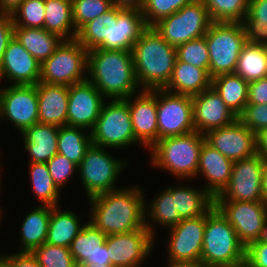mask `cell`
I'll use <instances>...</instances> for the list:
<instances>
[{
	"label": "cell",
	"instance_id": "cell-1",
	"mask_svg": "<svg viewBox=\"0 0 267 267\" xmlns=\"http://www.w3.org/2000/svg\"><path fill=\"white\" fill-rule=\"evenodd\" d=\"M138 186L119 187L88 198L90 222L107 236L128 233L145 227L146 199Z\"/></svg>",
	"mask_w": 267,
	"mask_h": 267
},
{
	"label": "cell",
	"instance_id": "cell-2",
	"mask_svg": "<svg viewBox=\"0 0 267 267\" xmlns=\"http://www.w3.org/2000/svg\"><path fill=\"white\" fill-rule=\"evenodd\" d=\"M147 28L140 9L113 6L106 13L86 23L76 40L87 50L132 51L133 44Z\"/></svg>",
	"mask_w": 267,
	"mask_h": 267
},
{
	"label": "cell",
	"instance_id": "cell-3",
	"mask_svg": "<svg viewBox=\"0 0 267 267\" xmlns=\"http://www.w3.org/2000/svg\"><path fill=\"white\" fill-rule=\"evenodd\" d=\"M87 80L107 99H125L140 88L131 51H88Z\"/></svg>",
	"mask_w": 267,
	"mask_h": 267
},
{
	"label": "cell",
	"instance_id": "cell-4",
	"mask_svg": "<svg viewBox=\"0 0 267 267\" xmlns=\"http://www.w3.org/2000/svg\"><path fill=\"white\" fill-rule=\"evenodd\" d=\"M131 52L140 88L164 89L177 60L176 47L167 43L153 27H147L133 44Z\"/></svg>",
	"mask_w": 267,
	"mask_h": 267
},
{
	"label": "cell",
	"instance_id": "cell-5",
	"mask_svg": "<svg viewBox=\"0 0 267 267\" xmlns=\"http://www.w3.org/2000/svg\"><path fill=\"white\" fill-rule=\"evenodd\" d=\"M246 247L235 229L213 206L206 213L200 264L203 267H239L245 264Z\"/></svg>",
	"mask_w": 267,
	"mask_h": 267
},
{
	"label": "cell",
	"instance_id": "cell-6",
	"mask_svg": "<svg viewBox=\"0 0 267 267\" xmlns=\"http://www.w3.org/2000/svg\"><path fill=\"white\" fill-rule=\"evenodd\" d=\"M204 141L205 136L197 131L162 138L149 149L150 162L180 179H192L197 176Z\"/></svg>",
	"mask_w": 267,
	"mask_h": 267
},
{
	"label": "cell",
	"instance_id": "cell-7",
	"mask_svg": "<svg viewBox=\"0 0 267 267\" xmlns=\"http://www.w3.org/2000/svg\"><path fill=\"white\" fill-rule=\"evenodd\" d=\"M209 51V76L234 73L246 43L241 22H212L204 35Z\"/></svg>",
	"mask_w": 267,
	"mask_h": 267
},
{
	"label": "cell",
	"instance_id": "cell-8",
	"mask_svg": "<svg viewBox=\"0 0 267 267\" xmlns=\"http://www.w3.org/2000/svg\"><path fill=\"white\" fill-rule=\"evenodd\" d=\"M212 20L202 0H192L152 27L170 45L177 47L207 33Z\"/></svg>",
	"mask_w": 267,
	"mask_h": 267
},
{
	"label": "cell",
	"instance_id": "cell-9",
	"mask_svg": "<svg viewBox=\"0 0 267 267\" xmlns=\"http://www.w3.org/2000/svg\"><path fill=\"white\" fill-rule=\"evenodd\" d=\"M90 135L93 144L104 148L116 150L137 144L127 101L111 99L104 103Z\"/></svg>",
	"mask_w": 267,
	"mask_h": 267
},
{
	"label": "cell",
	"instance_id": "cell-10",
	"mask_svg": "<svg viewBox=\"0 0 267 267\" xmlns=\"http://www.w3.org/2000/svg\"><path fill=\"white\" fill-rule=\"evenodd\" d=\"M87 66L88 51L76 39L64 40L41 64L40 82L71 86L86 81Z\"/></svg>",
	"mask_w": 267,
	"mask_h": 267
},
{
	"label": "cell",
	"instance_id": "cell-11",
	"mask_svg": "<svg viewBox=\"0 0 267 267\" xmlns=\"http://www.w3.org/2000/svg\"><path fill=\"white\" fill-rule=\"evenodd\" d=\"M127 164V161L115 159L104 147L92 143L77 167L87 198L119 189L115 184Z\"/></svg>",
	"mask_w": 267,
	"mask_h": 267
},
{
	"label": "cell",
	"instance_id": "cell-12",
	"mask_svg": "<svg viewBox=\"0 0 267 267\" xmlns=\"http://www.w3.org/2000/svg\"><path fill=\"white\" fill-rule=\"evenodd\" d=\"M158 140L195 131L192 96L156 89Z\"/></svg>",
	"mask_w": 267,
	"mask_h": 267
},
{
	"label": "cell",
	"instance_id": "cell-13",
	"mask_svg": "<svg viewBox=\"0 0 267 267\" xmlns=\"http://www.w3.org/2000/svg\"><path fill=\"white\" fill-rule=\"evenodd\" d=\"M263 167L264 159L259 154L234 161L229 183L214 200L264 201Z\"/></svg>",
	"mask_w": 267,
	"mask_h": 267
},
{
	"label": "cell",
	"instance_id": "cell-14",
	"mask_svg": "<svg viewBox=\"0 0 267 267\" xmlns=\"http://www.w3.org/2000/svg\"><path fill=\"white\" fill-rule=\"evenodd\" d=\"M214 206L235 229L245 247L259 240L267 215L266 202L214 200Z\"/></svg>",
	"mask_w": 267,
	"mask_h": 267
},
{
	"label": "cell",
	"instance_id": "cell-15",
	"mask_svg": "<svg viewBox=\"0 0 267 267\" xmlns=\"http://www.w3.org/2000/svg\"><path fill=\"white\" fill-rule=\"evenodd\" d=\"M10 120L20 133L38 122L36 85H9L0 89V121Z\"/></svg>",
	"mask_w": 267,
	"mask_h": 267
},
{
	"label": "cell",
	"instance_id": "cell-16",
	"mask_svg": "<svg viewBox=\"0 0 267 267\" xmlns=\"http://www.w3.org/2000/svg\"><path fill=\"white\" fill-rule=\"evenodd\" d=\"M206 214L182 219L170 228L168 239L169 263L200 264Z\"/></svg>",
	"mask_w": 267,
	"mask_h": 267
},
{
	"label": "cell",
	"instance_id": "cell-17",
	"mask_svg": "<svg viewBox=\"0 0 267 267\" xmlns=\"http://www.w3.org/2000/svg\"><path fill=\"white\" fill-rule=\"evenodd\" d=\"M111 264L115 267H140L154 247V237L146 227L106 238Z\"/></svg>",
	"mask_w": 267,
	"mask_h": 267
},
{
	"label": "cell",
	"instance_id": "cell-18",
	"mask_svg": "<svg viewBox=\"0 0 267 267\" xmlns=\"http://www.w3.org/2000/svg\"><path fill=\"white\" fill-rule=\"evenodd\" d=\"M204 136L210 146L232 161L257 154L256 133L238 118L230 125L210 130Z\"/></svg>",
	"mask_w": 267,
	"mask_h": 267
},
{
	"label": "cell",
	"instance_id": "cell-19",
	"mask_svg": "<svg viewBox=\"0 0 267 267\" xmlns=\"http://www.w3.org/2000/svg\"><path fill=\"white\" fill-rule=\"evenodd\" d=\"M105 97L88 80L69 86L67 125L91 131Z\"/></svg>",
	"mask_w": 267,
	"mask_h": 267
},
{
	"label": "cell",
	"instance_id": "cell-20",
	"mask_svg": "<svg viewBox=\"0 0 267 267\" xmlns=\"http://www.w3.org/2000/svg\"><path fill=\"white\" fill-rule=\"evenodd\" d=\"M131 98H135L134 101ZM125 100L128 103L135 139L146 149L151 148L158 141L156 89L140 90L138 95L129 96Z\"/></svg>",
	"mask_w": 267,
	"mask_h": 267
},
{
	"label": "cell",
	"instance_id": "cell-21",
	"mask_svg": "<svg viewBox=\"0 0 267 267\" xmlns=\"http://www.w3.org/2000/svg\"><path fill=\"white\" fill-rule=\"evenodd\" d=\"M40 74L41 63L13 37L0 63V79L11 80V85H36Z\"/></svg>",
	"mask_w": 267,
	"mask_h": 267
},
{
	"label": "cell",
	"instance_id": "cell-22",
	"mask_svg": "<svg viewBox=\"0 0 267 267\" xmlns=\"http://www.w3.org/2000/svg\"><path fill=\"white\" fill-rule=\"evenodd\" d=\"M192 105L195 131L203 135L210 130L230 125L238 118L212 86L192 96Z\"/></svg>",
	"mask_w": 267,
	"mask_h": 267
},
{
	"label": "cell",
	"instance_id": "cell-23",
	"mask_svg": "<svg viewBox=\"0 0 267 267\" xmlns=\"http://www.w3.org/2000/svg\"><path fill=\"white\" fill-rule=\"evenodd\" d=\"M234 161L223 156L204 141L199 158L197 176L203 175L208 182L203 188L213 197L218 196L227 186ZM202 173V174H200Z\"/></svg>",
	"mask_w": 267,
	"mask_h": 267
},
{
	"label": "cell",
	"instance_id": "cell-24",
	"mask_svg": "<svg viewBox=\"0 0 267 267\" xmlns=\"http://www.w3.org/2000/svg\"><path fill=\"white\" fill-rule=\"evenodd\" d=\"M38 98V122L57 127L67 125L69 86L36 84Z\"/></svg>",
	"mask_w": 267,
	"mask_h": 267
},
{
	"label": "cell",
	"instance_id": "cell-25",
	"mask_svg": "<svg viewBox=\"0 0 267 267\" xmlns=\"http://www.w3.org/2000/svg\"><path fill=\"white\" fill-rule=\"evenodd\" d=\"M106 238L107 235L90 221L85 222L81 231L69 246L76 264L83 262L102 265L111 264Z\"/></svg>",
	"mask_w": 267,
	"mask_h": 267
},
{
	"label": "cell",
	"instance_id": "cell-26",
	"mask_svg": "<svg viewBox=\"0 0 267 267\" xmlns=\"http://www.w3.org/2000/svg\"><path fill=\"white\" fill-rule=\"evenodd\" d=\"M59 127L37 122L21 134L30 163H47L58 154Z\"/></svg>",
	"mask_w": 267,
	"mask_h": 267
},
{
	"label": "cell",
	"instance_id": "cell-27",
	"mask_svg": "<svg viewBox=\"0 0 267 267\" xmlns=\"http://www.w3.org/2000/svg\"><path fill=\"white\" fill-rule=\"evenodd\" d=\"M212 78L206 69L195 67L186 62H175L172 76L164 90L182 95L194 96L211 87Z\"/></svg>",
	"mask_w": 267,
	"mask_h": 267
},
{
	"label": "cell",
	"instance_id": "cell-28",
	"mask_svg": "<svg viewBox=\"0 0 267 267\" xmlns=\"http://www.w3.org/2000/svg\"><path fill=\"white\" fill-rule=\"evenodd\" d=\"M14 37L41 64L64 41L60 36L48 32L44 28L14 27Z\"/></svg>",
	"mask_w": 267,
	"mask_h": 267
},
{
	"label": "cell",
	"instance_id": "cell-29",
	"mask_svg": "<svg viewBox=\"0 0 267 267\" xmlns=\"http://www.w3.org/2000/svg\"><path fill=\"white\" fill-rule=\"evenodd\" d=\"M175 210L181 219H191L205 215L213 206L214 198L203 188L193 186H173Z\"/></svg>",
	"mask_w": 267,
	"mask_h": 267
},
{
	"label": "cell",
	"instance_id": "cell-30",
	"mask_svg": "<svg viewBox=\"0 0 267 267\" xmlns=\"http://www.w3.org/2000/svg\"><path fill=\"white\" fill-rule=\"evenodd\" d=\"M51 209V206L39 205L25 215L20 228V252H32L46 242Z\"/></svg>",
	"mask_w": 267,
	"mask_h": 267
},
{
	"label": "cell",
	"instance_id": "cell-31",
	"mask_svg": "<svg viewBox=\"0 0 267 267\" xmlns=\"http://www.w3.org/2000/svg\"><path fill=\"white\" fill-rule=\"evenodd\" d=\"M43 28L64 40H74L77 31L73 21L72 0H45Z\"/></svg>",
	"mask_w": 267,
	"mask_h": 267
},
{
	"label": "cell",
	"instance_id": "cell-32",
	"mask_svg": "<svg viewBox=\"0 0 267 267\" xmlns=\"http://www.w3.org/2000/svg\"><path fill=\"white\" fill-rule=\"evenodd\" d=\"M78 215L73 211H62L53 206L50 213L46 243L54 246L68 247L81 231L82 225Z\"/></svg>",
	"mask_w": 267,
	"mask_h": 267
},
{
	"label": "cell",
	"instance_id": "cell-33",
	"mask_svg": "<svg viewBox=\"0 0 267 267\" xmlns=\"http://www.w3.org/2000/svg\"><path fill=\"white\" fill-rule=\"evenodd\" d=\"M249 82L235 73L220 74L212 78V88L221 96L237 117L244 111L248 100Z\"/></svg>",
	"mask_w": 267,
	"mask_h": 267
},
{
	"label": "cell",
	"instance_id": "cell-34",
	"mask_svg": "<svg viewBox=\"0 0 267 267\" xmlns=\"http://www.w3.org/2000/svg\"><path fill=\"white\" fill-rule=\"evenodd\" d=\"M148 205L145 204V220L150 219V222L145 221V227L149 230L153 237L155 231H153L154 228L152 225L154 224L152 223H159V225L170 229L182 221L175 210L172 185L165 188L161 194H157L153 201H151Z\"/></svg>",
	"mask_w": 267,
	"mask_h": 267
},
{
	"label": "cell",
	"instance_id": "cell-35",
	"mask_svg": "<svg viewBox=\"0 0 267 267\" xmlns=\"http://www.w3.org/2000/svg\"><path fill=\"white\" fill-rule=\"evenodd\" d=\"M247 82L267 76L265 46L246 42L239 54L234 72Z\"/></svg>",
	"mask_w": 267,
	"mask_h": 267
},
{
	"label": "cell",
	"instance_id": "cell-36",
	"mask_svg": "<svg viewBox=\"0 0 267 267\" xmlns=\"http://www.w3.org/2000/svg\"><path fill=\"white\" fill-rule=\"evenodd\" d=\"M86 129L74 126H60L58 133V154L65 156L77 166L85 156L86 150L92 144L90 133Z\"/></svg>",
	"mask_w": 267,
	"mask_h": 267
},
{
	"label": "cell",
	"instance_id": "cell-37",
	"mask_svg": "<svg viewBox=\"0 0 267 267\" xmlns=\"http://www.w3.org/2000/svg\"><path fill=\"white\" fill-rule=\"evenodd\" d=\"M241 23L246 42L267 45V0H248V12Z\"/></svg>",
	"mask_w": 267,
	"mask_h": 267
},
{
	"label": "cell",
	"instance_id": "cell-38",
	"mask_svg": "<svg viewBox=\"0 0 267 267\" xmlns=\"http://www.w3.org/2000/svg\"><path fill=\"white\" fill-rule=\"evenodd\" d=\"M30 182L35 196L42 205L59 206L61 190L54 184L46 163L29 164Z\"/></svg>",
	"mask_w": 267,
	"mask_h": 267
},
{
	"label": "cell",
	"instance_id": "cell-39",
	"mask_svg": "<svg viewBox=\"0 0 267 267\" xmlns=\"http://www.w3.org/2000/svg\"><path fill=\"white\" fill-rule=\"evenodd\" d=\"M212 22H242L248 12V0H202Z\"/></svg>",
	"mask_w": 267,
	"mask_h": 267
},
{
	"label": "cell",
	"instance_id": "cell-40",
	"mask_svg": "<svg viewBox=\"0 0 267 267\" xmlns=\"http://www.w3.org/2000/svg\"><path fill=\"white\" fill-rule=\"evenodd\" d=\"M10 15L14 27L43 28L45 0H23Z\"/></svg>",
	"mask_w": 267,
	"mask_h": 267
},
{
	"label": "cell",
	"instance_id": "cell-41",
	"mask_svg": "<svg viewBox=\"0 0 267 267\" xmlns=\"http://www.w3.org/2000/svg\"><path fill=\"white\" fill-rule=\"evenodd\" d=\"M32 254L40 267H76V262L68 247L54 246L43 243L35 248Z\"/></svg>",
	"mask_w": 267,
	"mask_h": 267
},
{
	"label": "cell",
	"instance_id": "cell-42",
	"mask_svg": "<svg viewBox=\"0 0 267 267\" xmlns=\"http://www.w3.org/2000/svg\"><path fill=\"white\" fill-rule=\"evenodd\" d=\"M192 0H144L141 13L147 27L179 11Z\"/></svg>",
	"mask_w": 267,
	"mask_h": 267
},
{
	"label": "cell",
	"instance_id": "cell-43",
	"mask_svg": "<svg viewBox=\"0 0 267 267\" xmlns=\"http://www.w3.org/2000/svg\"><path fill=\"white\" fill-rule=\"evenodd\" d=\"M113 7L111 0H72L73 21L78 32L86 23Z\"/></svg>",
	"mask_w": 267,
	"mask_h": 267
},
{
	"label": "cell",
	"instance_id": "cell-44",
	"mask_svg": "<svg viewBox=\"0 0 267 267\" xmlns=\"http://www.w3.org/2000/svg\"><path fill=\"white\" fill-rule=\"evenodd\" d=\"M177 59L209 72V51L206 38L201 37L176 47Z\"/></svg>",
	"mask_w": 267,
	"mask_h": 267
},
{
	"label": "cell",
	"instance_id": "cell-45",
	"mask_svg": "<svg viewBox=\"0 0 267 267\" xmlns=\"http://www.w3.org/2000/svg\"><path fill=\"white\" fill-rule=\"evenodd\" d=\"M46 164L52 180L59 190L69 182L78 167L60 154H55Z\"/></svg>",
	"mask_w": 267,
	"mask_h": 267
},
{
	"label": "cell",
	"instance_id": "cell-46",
	"mask_svg": "<svg viewBox=\"0 0 267 267\" xmlns=\"http://www.w3.org/2000/svg\"><path fill=\"white\" fill-rule=\"evenodd\" d=\"M238 119L252 132L267 128V104L246 105Z\"/></svg>",
	"mask_w": 267,
	"mask_h": 267
},
{
	"label": "cell",
	"instance_id": "cell-47",
	"mask_svg": "<svg viewBox=\"0 0 267 267\" xmlns=\"http://www.w3.org/2000/svg\"><path fill=\"white\" fill-rule=\"evenodd\" d=\"M247 267H267V242L253 241L246 247Z\"/></svg>",
	"mask_w": 267,
	"mask_h": 267
},
{
	"label": "cell",
	"instance_id": "cell-48",
	"mask_svg": "<svg viewBox=\"0 0 267 267\" xmlns=\"http://www.w3.org/2000/svg\"><path fill=\"white\" fill-rule=\"evenodd\" d=\"M267 104V76L249 82L247 105Z\"/></svg>",
	"mask_w": 267,
	"mask_h": 267
},
{
	"label": "cell",
	"instance_id": "cell-49",
	"mask_svg": "<svg viewBox=\"0 0 267 267\" xmlns=\"http://www.w3.org/2000/svg\"><path fill=\"white\" fill-rule=\"evenodd\" d=\"M0 257L9 265V267H40L36 257L32 252H20L16 254L0 255Z\"/></svg>",
	"mask_w": 267,
	"mask_h": 267
},
{
	"label": "cell",
	"instance_id": "cell-50",
	"mask_svg": "<svg viewBox=\"0 0 267 267\" xmlns=\"http://www.w3.org/2000/svg\"><path fill=\"white\" fill-rule=\"evenodd\" d=\"M14 37V24L10 14L0 13V63L9 41Z\"/></svg>",
	"mask_w": 267,
	"mask_h": 267
},
{
	"label": "cell",
	"instance_id": "cell-51",
	"mask_svg": "<svg viewBox=\"0 0 267 267\" xmlns=\"http://www.w3.org/2000/svg\"><path fill=\"white\" fill-rule=\"evenodd\" d=\"M257 154L263 159H267V128L261 129L256 133Z\"/></svg>",
	"mask_w": 267,
	"mask_h": 267
},
{
	"label": "cell",
	"instance_id": "cell-52",
	"mask_svg": "<svg viewBox=\"0 0 267 267\" xmlns=\"http://www.w3.org/2000/svg\"><path fill=\"white\" fill-rule=\"evenodd\" d=\"M113 6L126 9H140L143 6V0H111Z\"/></svg>",
	"mask_w": 267,
	"mask_h": 267
},
{
	"label": "cell",
	"instance_id": "cell-53",
	"mask_svg": "<svg viewBox=\"0 0 267 267\" xmlns=\"http://www.w3.org/2000/svg\"><path fill=\"white\" fill-rule=\"evenodd\" d=\"M23 0H0V13L10 14Z\"/></svg>",
	"mask_w": 267,
	"mask_h": 267
},
{
	"label": "cell",
	"instance_id": "cell-54",
	"mask_svg": "<svg viewBox=\"0 0 267 267\" xmlns=\"http://www.w3.org/2000/svg\"><path fill=\"white\" fill-rule=\"evenodd\" d=\"M262 192H263L264 202H266L267 201V159H264Z\"/></svg>",
	"mask_w": 267,
	"mask_h": 267
},
{
	"label": "cell",
	"instance_id": "cell-55",
	"mask_svg": "<svg viewBox=\"0 0 267 267\" xmlns=\"http://www.w3.org/2000/svg\"><path fill=\"white\" fill-rule=\"evenodd\" d=\"M76 267H115L112 264H106V265H102V264H90V263H80V264H76Z\"/></svg>",
	"mask_w": 267,
	"mask_h": 267
},
{
	"label": "cell",
	"instance_id": "cell-56",
	"mask_svg": "<svg viewBox=\"0 0 267 267\" xmlns=\"http://www.w3.org/2000/svg\"><path fill=\"white\" fill-rule=\"evenodd\" d=\"M168 267H203L201 264L168 263Z\"/></svg>",
	"mask_w": 267,
	"mask_h": 267
},
{
	"label": "cell",
	"instance_id": "cell-57",
	"mask_svg": "<svg viewBox=\"0 0 267 267\" xmlns=\"http://www.w3.org/2000/svg\"><path fill=\"white\" fill-rule=\"evenodd\" d=\"M259 241L267 242V215L265 217L262 234H261V236L259 238Z\"/></svg>",
	"mask_w": 267,
	"mask_h": 267
},
{
	"label": "cell",
	"instance_id": "cell-58",
	"mask_svg": "<svg viewBox=\"0 0 267 267\" xmlns=\"http://www.w3.org/2000/svg\"><path fill=\"white\" fill-rule=\"evenodd\" d=\"M0 267H9V265L0 257Z\"/></svg>",
	"mask_w": 267,
	"mask_h": 267
},
{
	"label": "cell",
	"instance_id": "cell-59",
	"mask_svg": "<svg viewBox=\"0 0 267 267\" xmlns=\"http://www.w3.org/2000/svg\"><path fill=\"white\" fill-rule=\"evenodd\" d=\"M265 54H266V59H267V45H265Z\"/></svg>",
	"mask_w": 267,
	"mask_h": 267
},
{
	"label": "cell",
	"instance_id": "cell-60",
	"mask_svg": "<svg viewBox=\"0 0 267 267\" xmlns=\"http://www.w3.org/2000/svg\"><path fill=\"white\" fill-rule=\"evenodd\" d=\"M0 174H1V173H0ZM0 181H1V177H0ZM0 184H1V183H0ZM1 186H2V185H0V191H1V189H2ZM0 214H2V213H1V209H0Z\"/></svg>",
	"mask_w": 267,
	"mask_h": 267
}]
</instances>
